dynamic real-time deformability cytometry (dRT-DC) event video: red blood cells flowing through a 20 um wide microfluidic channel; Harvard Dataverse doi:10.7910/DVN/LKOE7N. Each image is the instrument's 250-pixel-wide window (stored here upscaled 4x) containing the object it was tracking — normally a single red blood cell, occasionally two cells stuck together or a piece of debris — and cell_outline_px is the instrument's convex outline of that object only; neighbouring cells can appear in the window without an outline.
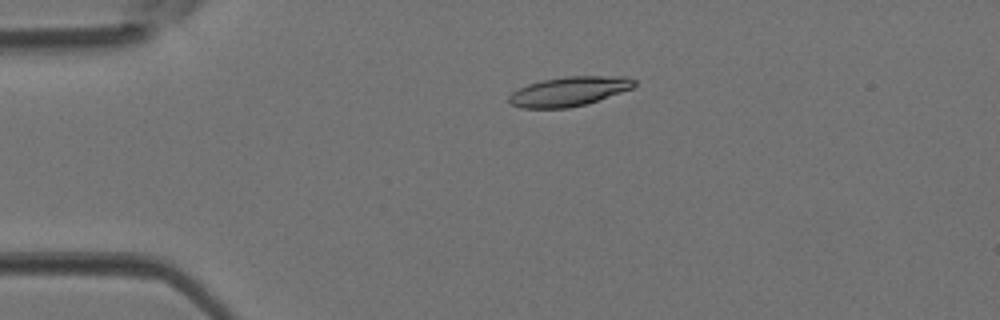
{"species": "Egyptian fruit bat (a non-hibernating species)", "species_latin": "Rousettus aegyptiacus", "temperature_condition": "room temperature", "stored_images_in_passage": 4, "camera_frame_rate_fps": 3000, "um_per_image_px": 0.085, "animal": {"sex": "female"}, "frame": {"image": 1, "passage_image": 3, "time_ms": 0.667, "image_size_px": [1000, 320], "cell_outline_px": [[636, 84], [632, 88], [588, 104], [568, 108], [520, 108], [512, 104], [508, 100], [508, 96], [512, 92], [528, 84], [544, 80], [564, 76], [628, 76], [636, 80]], "centroid_in_image_um": [48.39, 7.76], "position_along_channel_um": 36.6, "area_um2": 21.56}}